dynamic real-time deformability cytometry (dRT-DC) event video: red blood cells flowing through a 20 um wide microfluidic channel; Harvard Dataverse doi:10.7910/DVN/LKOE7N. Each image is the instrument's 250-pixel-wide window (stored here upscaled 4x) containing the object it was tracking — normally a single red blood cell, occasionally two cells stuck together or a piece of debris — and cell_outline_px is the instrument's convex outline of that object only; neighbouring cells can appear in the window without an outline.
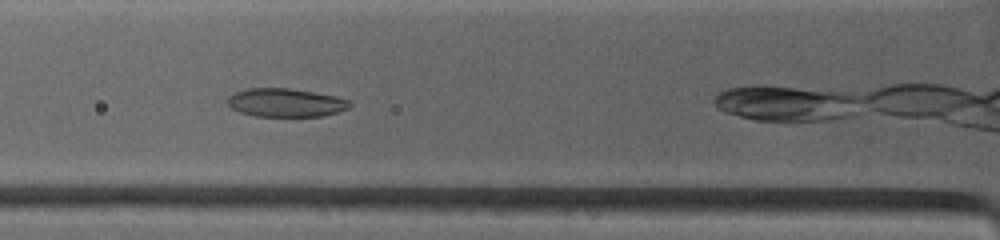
{"species": "common noctule bat (a hibernating species)", "species_latin": "Nyctalus noctula", "temperature_condition": "warm", "stored_images_in_passage": 43, "camera_frame_rate_fps": 4500, "um_per_image_px": 0.085, "animal": {"sex": "female", "body_mass_g": 19.0, "forearm_length_mm": 53.3}, "frame": {"image": 1, "passage_image": 7, "time_ms": 2.0, "image_size_px": [1000, 240], "cell_outline_px": [[352, 104], [348, 108], [324, 116], [256, 116], [240, 112], [232, 108], [228, 104], [228, 96], [236, 92], [248, 88], [288, 88], [336, 96], [348, 100]], "centroid_in_image_um": [24.28, 8.72], "position_along_channel_um": 101.5, "area_um2": 20.06}}
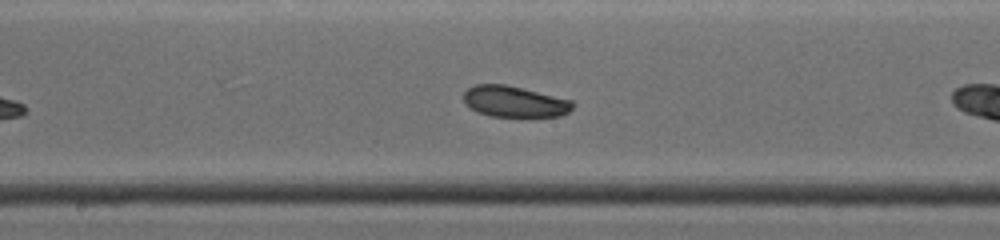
{"frame": {"image": 2, "passage_image": 16, "time_ms": 4.667, "image_size_px": [1000, 240], "cell_outline_px": [[576, 104], [568, 112], [560, 116], [492, 116], [476, 112], [464, 104], [464, 92], [468, 88], [476, 84], [508, 84], [572, 100]], "centroid_in_image_um": [43.72, 8.62], "position_along_channel_um": 204.5, "area_um2": 19.88}}
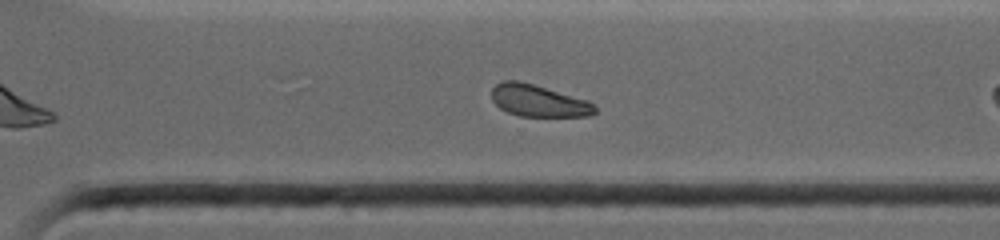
{"frame": {"image": 3, "passage_image": 28, "time_ms": 7.778, "image_size_px": [1000, 240], "cell_outline_px": [[596, 112], [592, 116], [520, 116], [508, 112], [500, 108], [492, 100], [492, 88], [496, 84], [504, 80], [520, 80], [588, 100], [596, 108]], "centroid_in_image_um": [45.76, 8.56], "position_along_channel_um": 324.8, "area_um2": 19.19}, "authors_computed_cell_mechanics": {"area_um2": 20.4034, "velocity_mm_per_s": 3.8695, "shape_relaxation_time_tau1_ms": 6.1867, "shape_relaxation_time_tau2_ms": null, "deformation_change_tau1": 0.1014, "deformation_change_tau2": null}}